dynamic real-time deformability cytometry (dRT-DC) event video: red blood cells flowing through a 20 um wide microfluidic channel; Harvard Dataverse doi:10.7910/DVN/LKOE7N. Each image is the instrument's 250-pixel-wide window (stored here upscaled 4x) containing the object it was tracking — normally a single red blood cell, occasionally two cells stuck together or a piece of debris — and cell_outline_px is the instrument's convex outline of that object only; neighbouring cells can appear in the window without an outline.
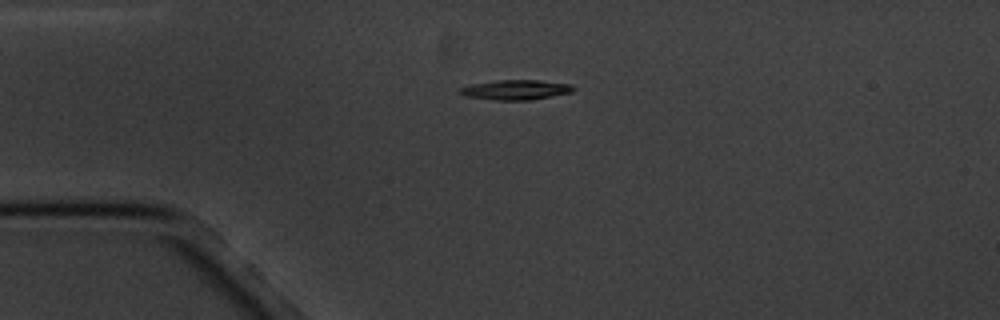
{"species": "common noctule bat (a hibernating species)", "species_latin": "Nyctalus noctula", "temperature_condition": "cold", "stored_images_in_passage": 2, "camera_frame_rate_fps": 3000, "um_per_image_px": 0.085, "animal": {"sex": "male", "body_mass_g": 20.1, "forearm_length_mm": 53.5}, "frame": {"image": 1, "passage_image": 1, "time_ms": 0.0, "image_size_px": [1000, 320], "cell_outline_px": [[576, 88], [572, 92], [528, 100], [496, 100], [464, 96], [460, 92], [460, 88], [472, 84], [496, 80], [540, 80], [572, 84]], "centroid_in_image_um": [43.86, 7.62], "position_along_channel_um": 41.1, "area_um2": 13.06}}